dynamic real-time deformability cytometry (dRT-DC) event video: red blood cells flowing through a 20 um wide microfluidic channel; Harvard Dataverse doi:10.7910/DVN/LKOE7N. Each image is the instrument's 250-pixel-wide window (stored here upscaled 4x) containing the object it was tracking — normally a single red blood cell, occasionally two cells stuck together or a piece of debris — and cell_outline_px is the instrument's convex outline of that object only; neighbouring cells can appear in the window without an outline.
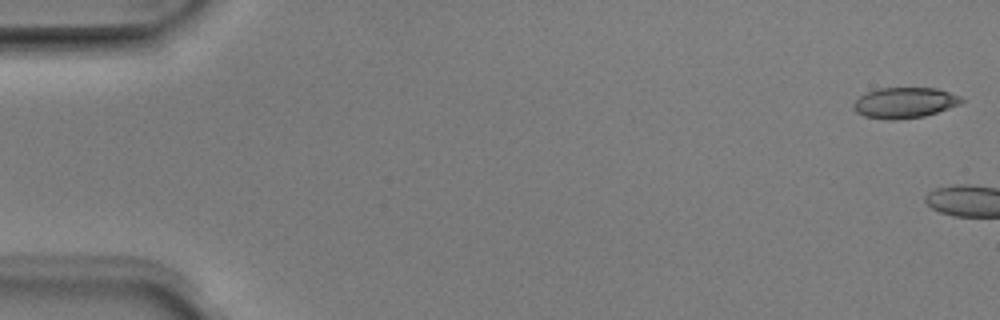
{"species": "Egyptian fruit bat (a non-hibernating species)", "species_latin": "Rousettus aegyptiacus", "temperature_condition": "room temperature", "stored_images_in_passage": 3, "camera_frame_rate_fps": 3000, "um_per_image_px": 0.085, "animal": {"sex": "male"}, "frame": {"image": 1, "passage_image": 1, "time_ms": 0.0, "image_size_px": [1000, 320], "cell_outline_px": [[964, 100], [960, 104], [924, 116], [892, 120], [888, 120], [864, 116], [856, 112], [852, 108], [852, 104], [860, 96], [876, 88], [936, 88], [960, 96]], "centroid_in_image_um": [76.85, 8.73], "position_along_channel_um": 8.1, "area_um2": 19.19}}